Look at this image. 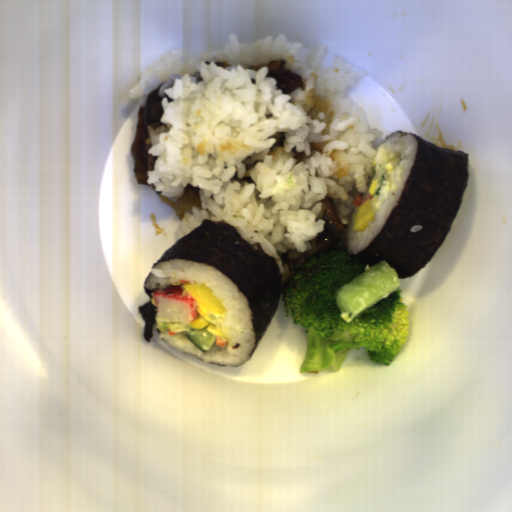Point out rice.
<instances>
[{
  "mask_svg": "<svg viewBox=\"0 0 512 512\" xmlns=\"http://www.w3.org/2000/svg\"><path fill=\"white\" fill-rule=\"evenodd\" d=\"M361 196H363V200H364L367 196H369V189H368V190H367L363 195H361Z\"/></svg>",
  "mask_w": 512,
  "mask_h": 512,
  "instance_id": "acb35da6",
  "label": "rice"
},
{
  "mask_svg": "<svg viewBox=\"0 0 512 512\" xmlns=\"http://www.w3.org/2000/svg\"><path fill=\"white\" fill-rule=\"evenodd\" d=\"M380 147H383L385 152L399 155L400 161L393 169L394 182L398 188L390 190V194L382 201L380 209L374 215L375 221L370 220L367 222L368 226L364 231L356 232L354 230L358 210V207L355 205L348 220L344 237L345 250L350 255L358 254L370 245L396 207L407 177L416 159L418 140L413 134L397 131L386 137L379 148Z\"/></svg>",
  "mask_w": 512,
  "mask_h": 512,
  "instance_id": "8eca5e8b",
  "label": "rice"
},
{
  "mask_svg": "<svg viewBox=\"0 0 512 512\" xmlns=\"http://www.w3.org/2000/svg\"><path fill=\"white\" fill-rule=\"evenodd\" d=\"M302 48L282 33L253 44L231 33L223 48L163 54L128 90L131 100L146 104L162 85V125L147 127V152L157 157L147 184L172 203L187 185L200 188L202 209L185 211L177 241L204 219H223L275 257L281 276L285 255L310 251L325 231L321 199L330 197L348 225L354 198L369 190L384 133L367 124L346 94L365 72L338 55L323 69L322 43L301 65ZM280 59L303 77L304 87L290 95L266 78L267 67L249 70ZM215 61L231 66L224 70Z\"/></svg>",
  "mask_w": 512,
  "mask_h": 512,
  "instance_id": "652b925c",
  "label": "rice"
},
{
  "mask_svg": "<svg viewBox=\"0 0 512 512\" xmlns=\"http://www.w3.org/2000/svg\"><path fill=\"white\" fill-rule=\"evenodd\" d=\"M181 282L206 283L213 294L222 302L225 319L221 325L229 329L225 346H217V341L207 353L196 347L186 336L193 328L188 324L171 322L156 315L158 337L163 342L184 354L218 366L238 367L246 364L256 347V335L253 324L254 314L249 307L247 296L234 282L215 267L198 261L169 259L158 262L150 271L144 287L162 288Z\"/></svg>",
  "mask_w": 512,
  "mask_h": 512,
  "instance_id": "023b6e5f",
  "label": "rice"
}]
</instances>
